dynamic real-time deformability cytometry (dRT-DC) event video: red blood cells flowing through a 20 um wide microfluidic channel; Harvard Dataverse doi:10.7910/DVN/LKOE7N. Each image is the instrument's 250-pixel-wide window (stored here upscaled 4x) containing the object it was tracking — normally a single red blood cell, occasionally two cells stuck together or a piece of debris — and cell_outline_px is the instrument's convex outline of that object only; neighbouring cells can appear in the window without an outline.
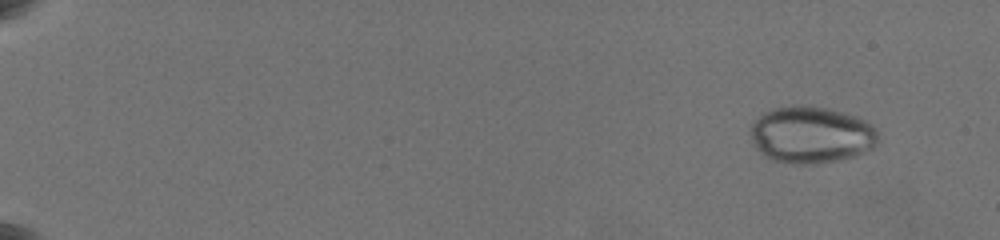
{"species": "common noctule bat (a hibernating species)", "species_latin": "Nyctalus noctula", "temperature_condition": "warm", "stored_images_in_passage": 71, "camera_frame_rate_fps": 3000, "um_per_image_px": 0.085, "animal": {"sex": "female", "body_mass_g": 19.5, "forearm_length_mm": 54.1}, "frame": {"image": 1, "passage_image": 1, "time_ms": 0.0, "image_size_px": [1000, 240], "cell_outline_px": [[876, 140], [872, 148], [864, 152], [852, 156], [836, 160], [804, 164], [800, 164], [776, 160], [760, 152], [752, 144], [752, 124], [764, 112], [772, 108], [796, 104], [808, 104], [828, 108], [844, 112], [856, 116], [864, 120], [876, 128]], "centroid_in_image_um": [68.94, 11.41], "position_along_channel_um": 16.1, "area_um2": 41.85}}
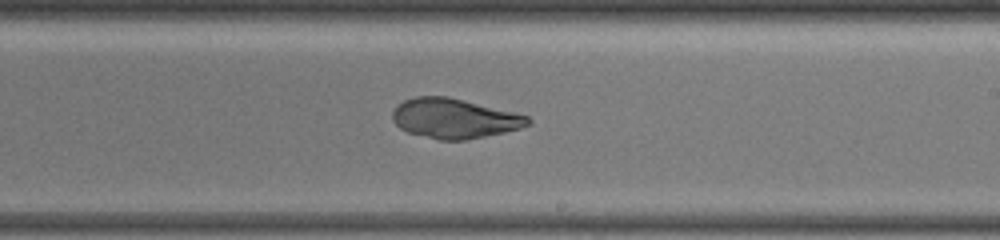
{"frame": {"image": 2, "passage_image": 45, "time_ms": 11.667, "image_size_px": [1000, 240], "cell_outline_px": [[532, 124], [520, 128], [504, 132], [468, 140], [440, 140], [408, 132], [400, 128], [392, 120], [392, 112], [404, 100], [416, 96], [448, 96], [528, 116], [532, 120]], "centroid_in_image_um": [38.62, 10.07], "position_along_channel_um": 250.4, "area_um2": 31.21}}
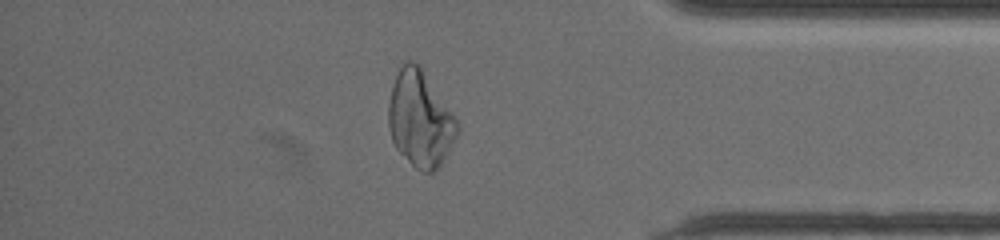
{"frame": {"image": 3, "passage_image": 62, "time_ms": 16.333, "image_size_px": [1000, 240], "cell_outline_px": [[460, 132], [440, 168], [432, 172], [420, 172], [396, 148], [392, 140], [388, 128], [388, 104], [392, 88], [396, 76], [400, 68], [408, 60], [412, 60], [420, 64], [460, 124]], "centroid_in_image_um": [35.74, 10.14], "position_along_channel_um": 399.5, "area_um2": 38.78}}